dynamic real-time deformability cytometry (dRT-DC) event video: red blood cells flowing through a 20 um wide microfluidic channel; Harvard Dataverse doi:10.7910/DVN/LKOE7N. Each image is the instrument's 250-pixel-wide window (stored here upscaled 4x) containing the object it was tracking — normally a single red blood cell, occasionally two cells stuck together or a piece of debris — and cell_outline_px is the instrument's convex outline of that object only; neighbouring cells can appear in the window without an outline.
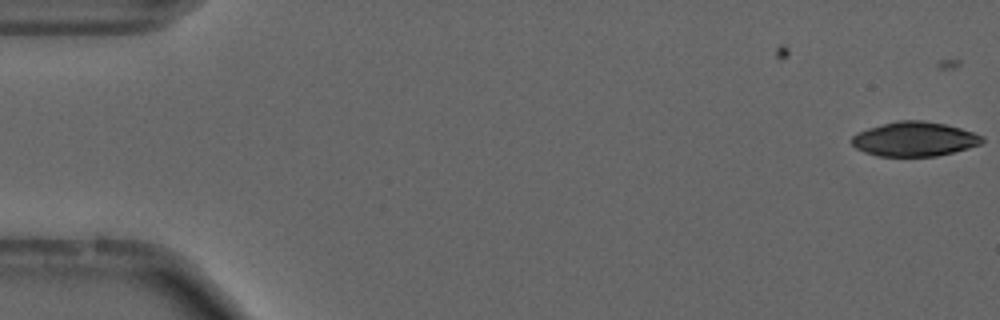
{"species": "common noctule bat (a hibernating species)", "species_latin": "Nyctalus noctula", "temperature_condition": "cold", "stored_images_in_passage": 16, "camera_frame_rate_fps": 3000, "um_per_image_px": 0.085, "animal": {"sex": "male", "forearm_length_mm": 52.5}, "frame": {"image": 1, "passage_image": 1, "time_ms": 0.0, "image_size_px": [1000, 320], "cell_outline_px": [[984, 140], [980, 144], [968, 148], [936, 156], [876, 156], [864, 152], [856, 148], [852, 144], [852, 136], [856, 132], [868, 128], [896, 120], [924, 120], [944, 124], [960, 128], [984, 136]], "centroid_in_image_um": [77.7, 11.81], "position_along_channel_um": 7.3, "area_um2": 26.18}}
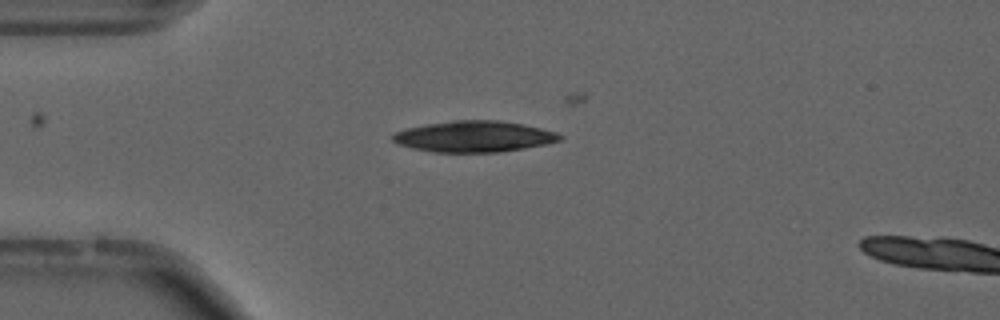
{"frame": {"image": 2, "passage_image": 14, "time_ms": 4.333, "image_size_px": [1000, 320], "cell_outline_px": [[564, 140], [548, 144], [500, 152], [432, 152], [412, 148], [400, 144], [392, 140], [392, 136], [396, 132], [404, 128], [452, 120], [500, 120], [524, 124], [556, 132], [564, 136]], "centroid_in_image_um": [40.34, 11.6], "position_along_channel_um": 44.7, "area_um2": 30.46}}